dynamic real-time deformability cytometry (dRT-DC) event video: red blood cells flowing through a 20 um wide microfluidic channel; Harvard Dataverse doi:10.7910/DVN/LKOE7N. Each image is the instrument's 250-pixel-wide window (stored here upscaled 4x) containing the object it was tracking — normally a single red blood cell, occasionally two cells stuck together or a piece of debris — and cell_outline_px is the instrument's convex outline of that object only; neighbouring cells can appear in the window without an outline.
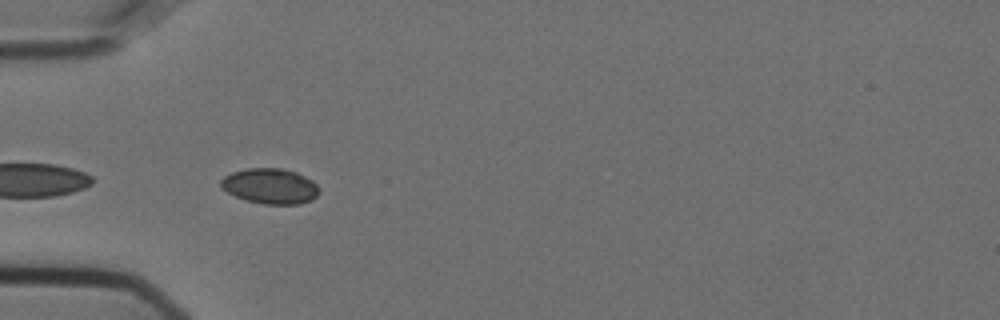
{"species": "Egyptian fruit bat (a non-hibernating species)", "species_latin": "Rousettus aegyptiacus", "temperature_condition": "cold", "stored_images_in_passage": 41, "camera_frame_rate_fps": 3000, "um_per_image_px": 0.085, "animal": {"sex": "female"}, "frame": {"image": 1, "passage_image": 2, "time_ms": 0.333, "image_size_px": [1000, 320], "cell_outline_px": [[320, 192], [312, 200], [300, 204], [264, 204], [248, 200], [236, 196], [220, 188], [220, 180], [224, 176], [232, 172], [248, 168], [280, 168], [296, 172], [312, 180], [320, 188]], "centroid_in_image_um": [22.98, 15.82], "position_along_channel_um": 62.0, "area_um2": 20.29}}
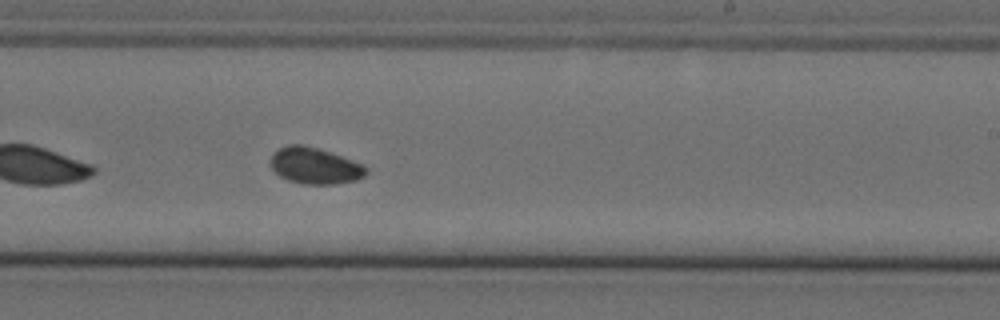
{"frame": {"image": 2, "passage_image": 19, "time_ms": 6.0, "image_size_px": [1000, 320], "cell_outline_px": [[368, 172], [364, 176], [356, 180], [332, 184], [304, 184], [288, 180], [280, 176], [272, 168], [268, 160], [280, 148], [288, 144], [304, 144], [364, 164], [368, 168]], "centroid_in_image_um": [26.76, 14.09], "position_along_channel_um": 262.2, "area_um2": 20.11}}
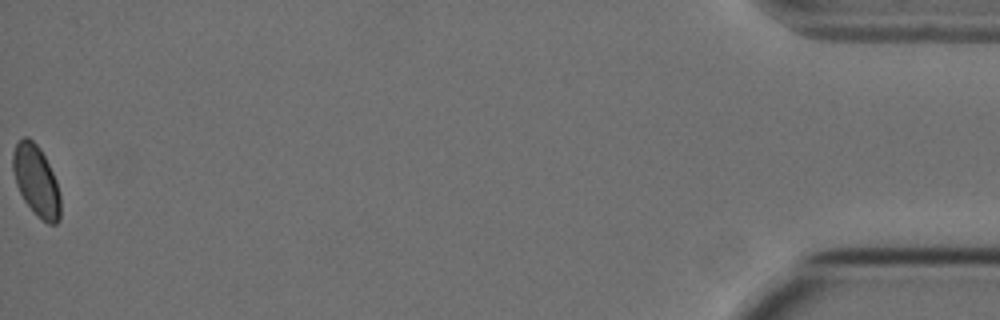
{"frame": {"image": 3, "passage_image": 41, "time_ms": 13.333, "image_size_px": [1000, 320], "cell_outline_px": [[60, 220], [56, 224], [48, 224], [36, 216], [24, 200], [16, 184], [12, 168], [12, 152], [16, 144], [24, 136], [28, 136], [40, 148], [56, 180], [60, 196]], "centroid_in_image_um": [3.07, 15.38], "position_along_channel_um": 432.1, "area_um2": 19.65}, "authors_computed_cell_mechanics": {"area_um2": 19.7676, "velocity_mm_per_s": 3.5884, "shape_relaxation_time_tau1_ms": 8.1452, "shape_relaxation_time_tau2_ms": 7.7622, "deformation_change_tau1": 0.0534, "deformation_change_tau2": 0.0754}}